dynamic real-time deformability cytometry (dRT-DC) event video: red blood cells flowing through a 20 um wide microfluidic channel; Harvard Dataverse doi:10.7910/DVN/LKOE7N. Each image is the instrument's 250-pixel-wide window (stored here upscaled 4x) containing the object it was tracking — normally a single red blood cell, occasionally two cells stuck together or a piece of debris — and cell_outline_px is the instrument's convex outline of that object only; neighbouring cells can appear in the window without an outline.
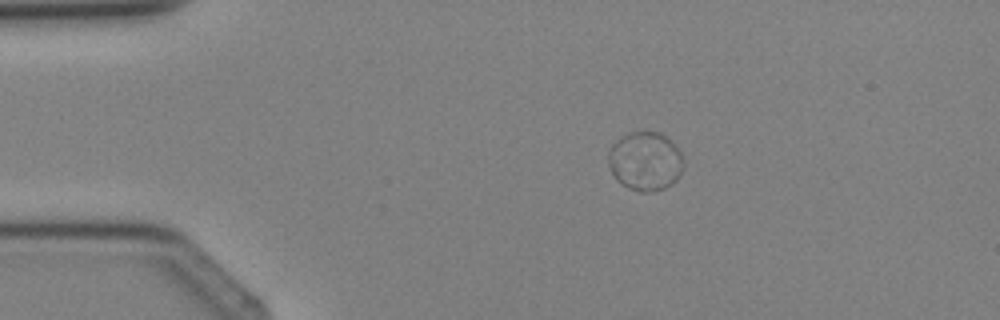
{"species": "Egyptian fruit bat (a non-hibernating species)", "species_latin": "Rousettus aegyptiacus", "temperature_condition": "cold", "stored_images_in_passage": 2, "camera_frame_rate_fps": 3000, "um_per_image_px": 0.085, "animal": {"sex": "female"}, "frame": {"image": 1, "passage_image": 1, "time_ms": 0.0, "image_size_px": [1000, 320], "cell_outline_px": [[684, 168], [676, 180], [664, 188], [648, 192], [640, 192], [628, 188], [620, 184], [616, 180], [608, 164], [608, 152], [612, 144], [620, 136], [628, 132], [656, 132], [664, 136], [680, 152], [684, 160]], "centroid_in_image_um": [54.81, 13.71], "position_along_channel_um": 30.2, "area_um2": 25.78}}